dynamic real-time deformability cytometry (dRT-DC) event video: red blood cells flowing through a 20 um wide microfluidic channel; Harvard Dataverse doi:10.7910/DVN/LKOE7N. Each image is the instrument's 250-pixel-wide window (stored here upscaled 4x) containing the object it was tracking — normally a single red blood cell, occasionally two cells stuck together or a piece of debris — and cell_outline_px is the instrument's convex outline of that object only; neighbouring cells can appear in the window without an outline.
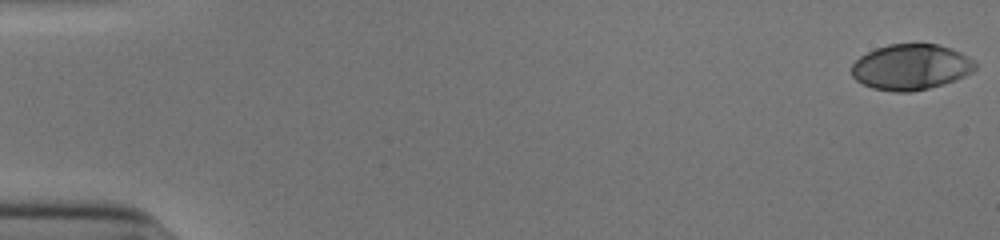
{"species": "human", "species_latin": "Homo sapiens", "temperature_condition": "cold", "stored_images_in_passage": 48, "camera_frame_rate_fps": 3000, "um_per_image_px": 0.085, "donor": {"sex": "male"}, "frame": {"image": 1, "passage_image": 1, "time_ms": 0.0, "image_size_px": [1000, 240], "cell_outline_px": [[976, 68], [972, 72], [956, 80], [944, 84], [912, 92], [892, 92], [872, 88], [856, 80], [852, 76], [852, 64], [860, 56], [876, 48], [888, 44], [936, 44], [952, 48], [976, 60]], "centroid_in_image_um": [77.45, 5.7], "position_along_channel_um": 7.6, "area_um2": 33.12}}
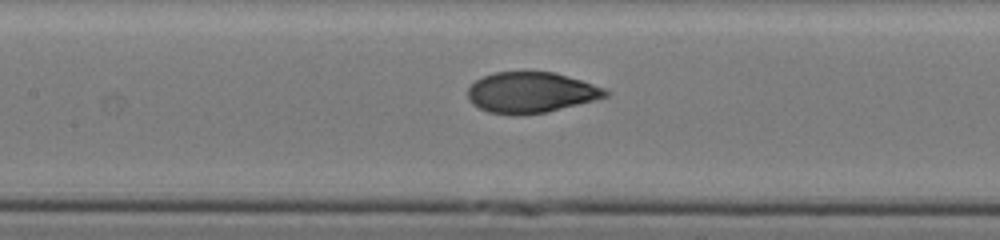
{"frame": {"image": 2, "passage_image": 26, "time_ms": 8.333, "image_size_px": [1000, 240], "cell_outline_px": [[612, 92], [608, 96], [548, 112], [520, 116], [512, 116], [488, 112], [472, 104], [468, 100], [468, 88], [476, 80], [484, 76], [496, 72], [556, 72], [604, 88]], "centroid_in_image_um": [45.12, 7.88], "position_along_channel_um": 162.3, "area_um2": 32.83}}
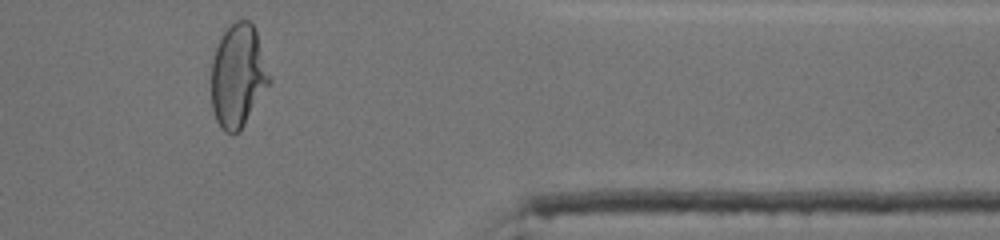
{"frame": {"image": 3, "passage_image": 45, "time_ms": 14.667, "image_size_px": [1000, 240], "cell_outline_px": [[272, 80], [244, 124], [236, 132], [224, 132], [220, 128], [216, 120], [212, 108], [212, 60], [220, 36], [236, 20], [248, 20], [256, 28], [272, 76]], "centroid_in_image_um": [20.26, 6.41], "position_along_channel_um": 391.1, "area_um2": 34.97}, "authors_computed_cell_mechanics": {"area_um2": 33.2639, "velocity_mm_per_s": 3.9023, "shape_relaxation_time_tau1_ms": 5.1518, "shape_relaxation_time_tau2_ms": null, "deformation_change_tau1": 0.2241, "deformation_change_tau2": null}}